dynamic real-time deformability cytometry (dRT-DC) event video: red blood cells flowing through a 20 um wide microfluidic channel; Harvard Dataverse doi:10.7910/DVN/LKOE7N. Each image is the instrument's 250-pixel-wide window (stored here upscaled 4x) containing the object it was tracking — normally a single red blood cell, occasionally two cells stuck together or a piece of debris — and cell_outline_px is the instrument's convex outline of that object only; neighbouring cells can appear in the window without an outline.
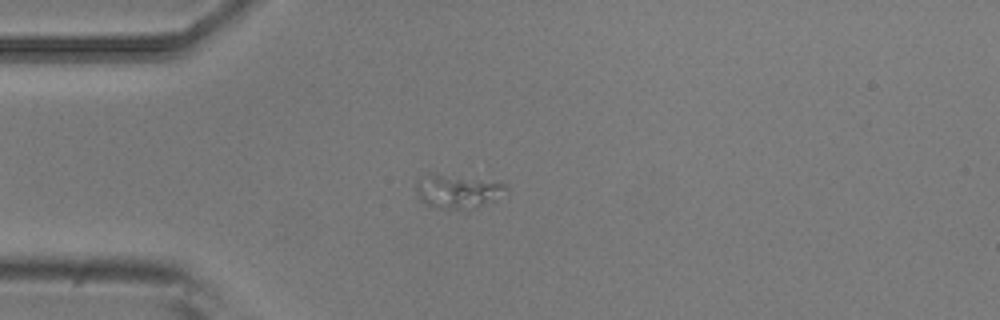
{"species": "common noctule bat (a hibernating species)", "species_latin": "Nyctalus noctula", "temperature_condition": "room temperature", "stored_images_in_passage": 14, "camera_frame_rate_fps": 3000, "um_per_image_px": 0.085, "animal": {"sex": "male", "body_mass_g": 20.5, "forearm_length_mm": 52.5}, "frame": {"image": 1, "passage_image": 3, "time_ms": 0.667, "image_size_px": [1000, 320], "cell_outline_px": [[508, 188], [496, 200], [468, 212], [440, 208], [424, 204], [420, 200], [416, 188], [416, 184], [428, 172], [432, 172], [500, 180], [508, 184]], "centroid_in_image_um": [38.98, 16.26], "position_along_channel_um": 46.0, "area_um2": 18.84}}
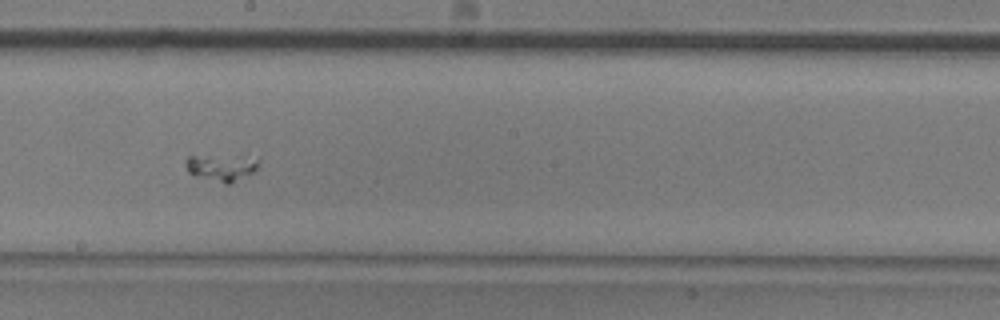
{"frame": {"image": 2, "passage_image": 8, "time_ms": 2.333, "image_size_px": [1000, 320], "cell_outline_px": [[260, 160], [256, 172], [232, 184], [224, 184], [196, 176], [188, 172], [184, 164], [184, 160], [188, 156], [196, 156]], "centroid_in_image_um": [18.78, 14.32], "position_along_channel_um": 229.4, "area_um2": 10.98}}
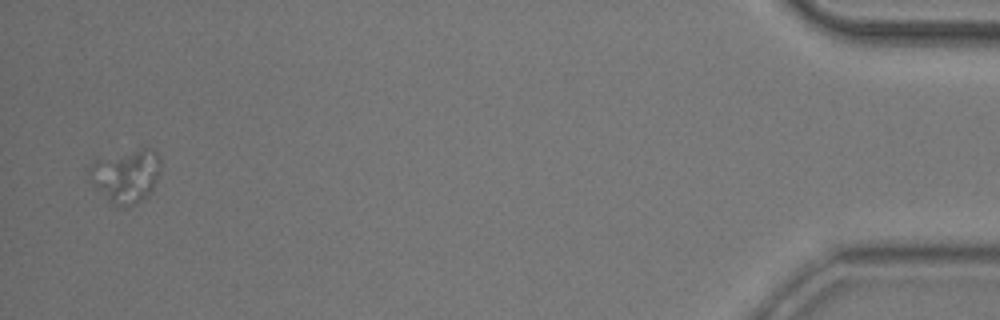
{"frame": {"image": 3, "passage_image": 14, "time_ms": 4.333, "image_size_px": [1000, 320], "cell_outline_px": [[160, 172], [152, 192], [148, 196], [132, 204], [112, 204], [92, 188], [88, 180], [88, 168], [96, 160], [148, 144], [156, 152], [160, 160]], "centroid_in_image_um": [10.7, 14.9], "position_along_channel_um": 424.5, "area_um2": 22.72}}